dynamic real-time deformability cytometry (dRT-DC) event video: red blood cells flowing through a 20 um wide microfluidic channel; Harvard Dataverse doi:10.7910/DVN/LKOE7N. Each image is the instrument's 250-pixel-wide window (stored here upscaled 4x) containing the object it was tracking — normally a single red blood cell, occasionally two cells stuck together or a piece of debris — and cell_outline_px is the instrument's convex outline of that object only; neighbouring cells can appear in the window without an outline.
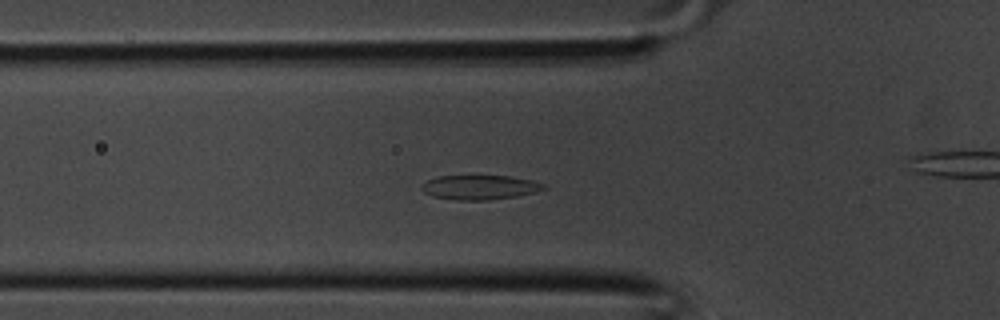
{"species": "common noctule bat (a hibernating species)", "species_latin": "Nyctalus noctula", "temperature_condition": "room temperature", "stored_images_in_passage": 34, "camera_frame_rate_fps": 3000, "um_per_image_px": 0.085, "animal": {"sex": "male", "body_mass_g": 20.1, "forearm_length_mm": 53.5}, "frame": {"image": 1, "passage_image": 9, "time_ms": 2.667, "image_size_px": [1000, 320], "cell_outline_px": [[548, 188], [536, 192], [516, 196], [488, 200], [456, 200], [432, 196], [424, 192], [420, 188], [420, 184], [436, 176], [508, 176], [532, 180], [544, 184]], "centroid_in_image_um": [40.76, 15.92], "position_along_channel_um": 85.0, "area_um2": 17.46}}
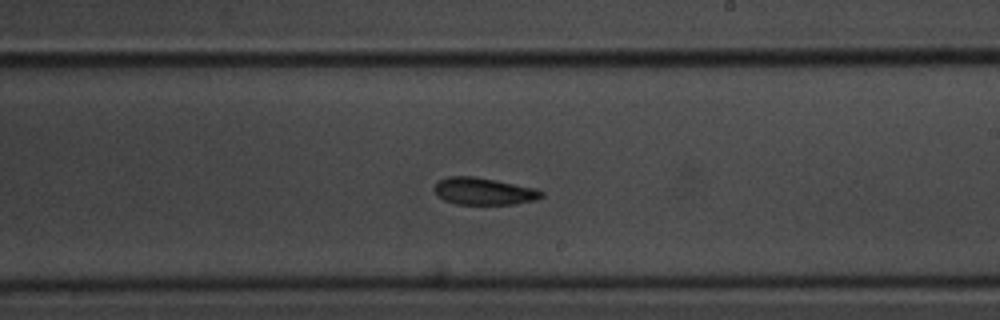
{"frame": {"image": 2, "passage_image": 18, "time_ms": 5.667, "image_size_px": [1000, 320], "cell_outline_px": [[544, 196], [536, 200], [512, 204], [456, 204], [444, 200], [436, 196], [432, 188], [440, 180], [448, 176], [472, 176], [496, 180], [536, 188], [544, 192]], "centroid_in_image_um": [41.11, 16.26], "position_along_channel_um": 247.9, "area_um2": 17.05}}
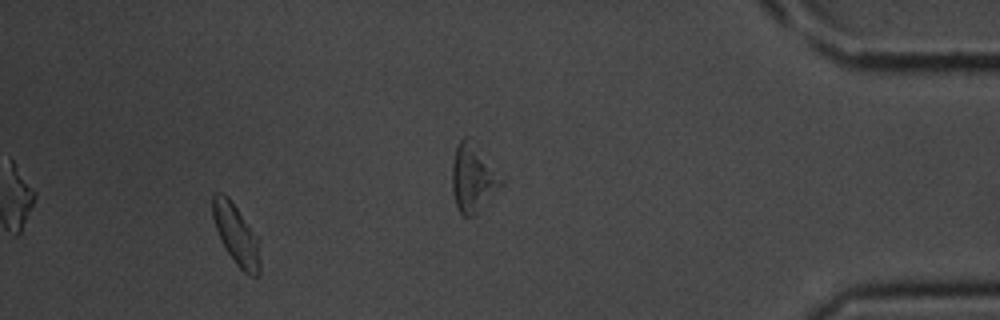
{"frame": {"image": 3, "passage_image": 31, "time_ms": 10.0, "image_size_px": [1000, 320], "cell_outline_px": [[260, 276], [248, 276], [236, 264], [220, 240], [212, 216], [212, 196], [216, 192], [220, 192], [228, 196], [260, 240]], "centroid_in_image_um": [20.1, 19.96], "position_along_channel_um": 415.1, "area_um2": 16.88}}